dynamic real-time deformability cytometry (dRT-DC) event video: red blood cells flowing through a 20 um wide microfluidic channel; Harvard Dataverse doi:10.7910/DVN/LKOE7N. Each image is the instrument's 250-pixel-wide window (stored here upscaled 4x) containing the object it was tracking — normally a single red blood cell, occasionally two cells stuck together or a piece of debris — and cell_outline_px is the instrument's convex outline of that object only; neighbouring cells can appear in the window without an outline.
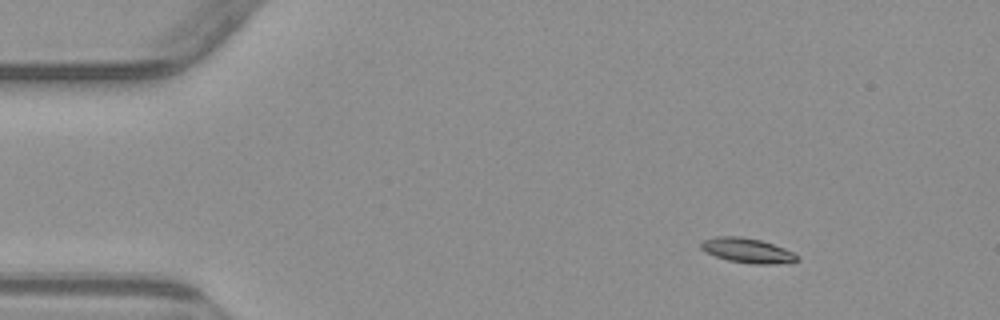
{"species": "common noctule bat (a hibernating species)", "species_latin": "Nyctalus noctula", "temperature_condition": "warm", "stored_images_in_passage": 4, "camera_frame_rate_fps": 3000, "um_per_image_px": 0.085, "animal": {"sex": "male", "body_mass_g": 23.1, "forearm_length_mm": 52.7}, "frame": {"image": 1, "passage_image": 2, "time_ms": 1.333, "image_size_px": [1000, 320], "cell_outline_px": [[800, 260], [772, 264], [752, 264], [728, 260], [716, 256], [700, 248], [700, 244], [704, 240], [716, 236], [740, 236], [760, 240], [784, 248], [800, 256]], "centroid_in_image_um": [63.53, 21.29], "position_along_channel_um": 21.5, "area_um2": 13.7}}